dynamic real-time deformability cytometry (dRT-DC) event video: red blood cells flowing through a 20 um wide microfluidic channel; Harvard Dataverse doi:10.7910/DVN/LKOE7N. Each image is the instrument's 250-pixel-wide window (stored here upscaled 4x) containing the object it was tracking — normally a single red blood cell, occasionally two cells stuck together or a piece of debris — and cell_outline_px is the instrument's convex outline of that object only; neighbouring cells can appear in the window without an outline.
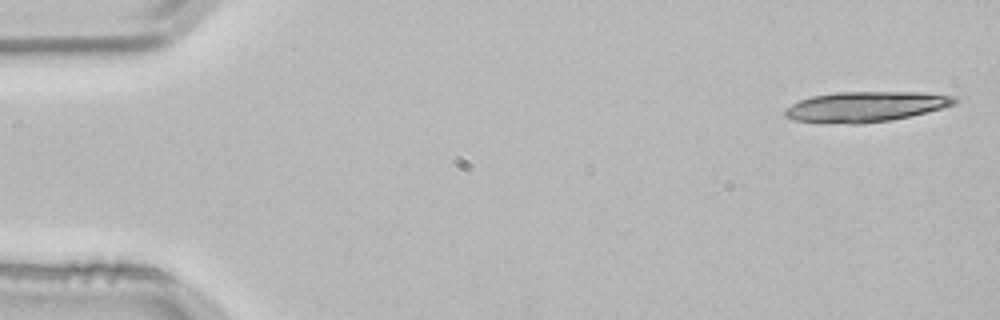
{"species": "common noctule bat (a hibernating species)", "species_latin": "Nyctalus noctula", "temperature_condition": "room temperature", "stored_images_in_passage": 5, "camera_frame_rate_fps": 3000, "um_per_image_px": 0.085, "animal": {"sex": "male", "body_mass_g": 21.5, "forearm_length_mm": 52.0}, "frame": {"image": 1, "passage_image": 1, "time_ms": 0.0, "image_size_px": [1000, 320], "cell_outline_px": [[956, 104], [892, 120], [860, 124], [820, 124], [792, 120], [784, 116], [784, 108], [800, 100], [812, 96], [836, 92], [924, 92], [956, 96]], "centroid_in_image_um": [73.49, 9.08], "position_along_channel_um": 11.5, "area_um2": 30.29}}